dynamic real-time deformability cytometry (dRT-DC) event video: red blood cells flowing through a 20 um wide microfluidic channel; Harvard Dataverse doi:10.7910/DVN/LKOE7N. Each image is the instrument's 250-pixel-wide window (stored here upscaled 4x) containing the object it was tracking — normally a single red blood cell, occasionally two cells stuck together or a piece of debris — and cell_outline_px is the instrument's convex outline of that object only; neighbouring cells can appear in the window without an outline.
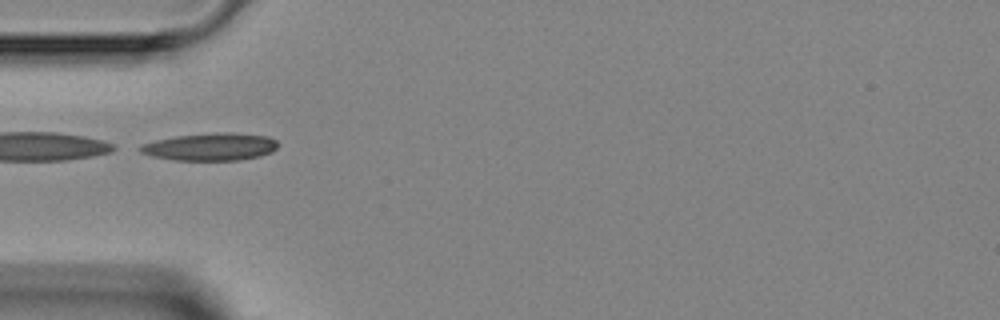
{"species": "Egyptian fruit bat (a non-hibernating species)", "species_latin": "Rousettus aegyptiacus", "temperature_condition": "room temperature", "stored_images_in_passage": 4, "camera_frame_rate_fps": 3000, "um_per_image_px": 0.085, "animal": {"sex": "female"}, "frame": {"image": 1, "passage_image": 2, "time_ms": 1.333, "image_size_px": [1000, 320], "cell_outline_px": [[280, 144], [272, 152], [260, 156], [240, 160], [176, 160], [152, 156], [140, 152], [140, 144], [156, 140], [176, 136], [216, 132], [232, 132], [268, 136], [276, 140]], "centroid_in_image_um": [17.93, 12.47], "position_along_channel_um": 67.1, "area_um2": 22.2}}
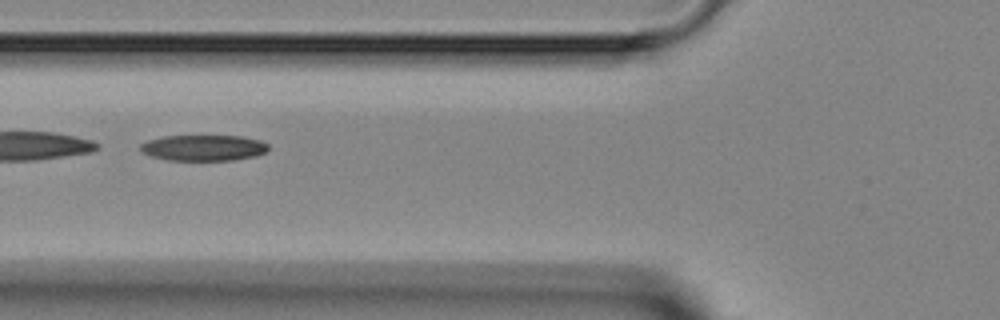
{"frame": {"image": 2, "passage_image": 3, "time_ms": 2.333, "image_size_px": [1000, 320], "cell_outline_px": [[268, 152], [256, 156], [236, 160], [168, 160], [152, 156], [140, 152], [140, 144], [148, 140], [164, 136], [244, 136], [260, 140], [268, 144]], "centroid_in_image_um": [17.33, 12.56], "position_along_channel_um": 108.5, "area_um2": 19.48}}
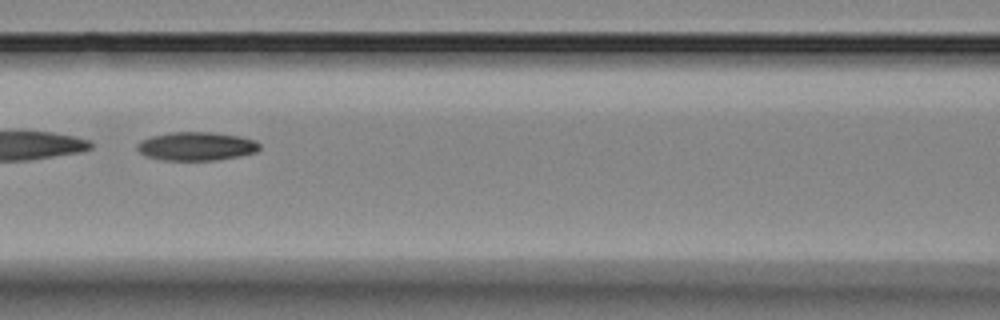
{"frame": {"image": 3, "passage_image": 4, "time_ms": 3.333, "image_size_px": [1000, 320], "cell_outline_px": [[260, 148], [256, 152], [216, 160], [164, 160], [144, 156], [136, 148], [136, 144], [140, 140], [152, 136], [172, 132], [212, 132], [240, 136], [256, 140], [260, 144]], "centroid_in_image_um": [16.67, 12.42], "position_along_channel_um": 149.9, "area_um2": 20.4}}